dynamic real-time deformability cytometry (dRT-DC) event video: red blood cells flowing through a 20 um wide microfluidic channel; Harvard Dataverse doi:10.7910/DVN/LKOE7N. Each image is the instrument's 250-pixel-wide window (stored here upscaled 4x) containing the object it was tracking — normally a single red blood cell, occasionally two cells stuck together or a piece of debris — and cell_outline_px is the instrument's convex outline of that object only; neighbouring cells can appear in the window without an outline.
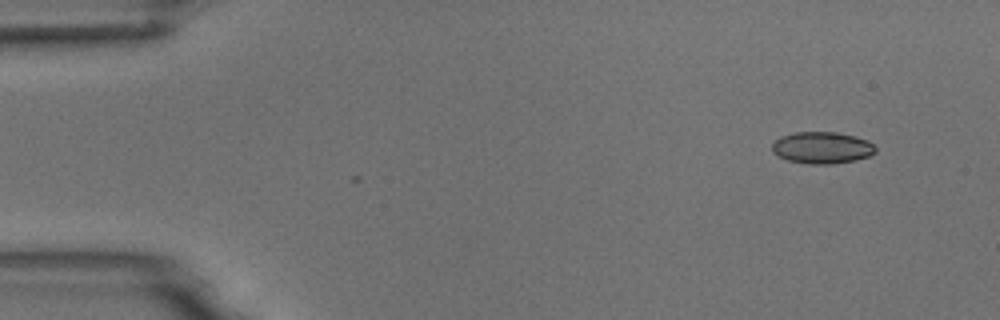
{"species": "common noctule bat (a hibernating species)", "species_latin": "Nyctalus noctula", "temperature_condition": "room temperature", "stored_images_in_passage": 2, "camera_frame_rate_fps": 3000, "um_per_image_px": 0.085, "animal": {"sex": "male", "body_mass_g": 18.8}, "frame": {"image": 1, "passage_image": 2, "time_ms": 1.333, "image_size_px": [1000, 320], "cell_outline_px": [[876, 152], [868, 156], [856, 160], [832, 164], [808, 164], [788, 160], [772, 152], [772, 144], [780, 136], [796, 132], [836, 132], [868, 140], [876, 148]], "centroid_in_image_um": [69.87, 12.56], "position_along_channel_um": 15.1, "area_um2": 19.07}}